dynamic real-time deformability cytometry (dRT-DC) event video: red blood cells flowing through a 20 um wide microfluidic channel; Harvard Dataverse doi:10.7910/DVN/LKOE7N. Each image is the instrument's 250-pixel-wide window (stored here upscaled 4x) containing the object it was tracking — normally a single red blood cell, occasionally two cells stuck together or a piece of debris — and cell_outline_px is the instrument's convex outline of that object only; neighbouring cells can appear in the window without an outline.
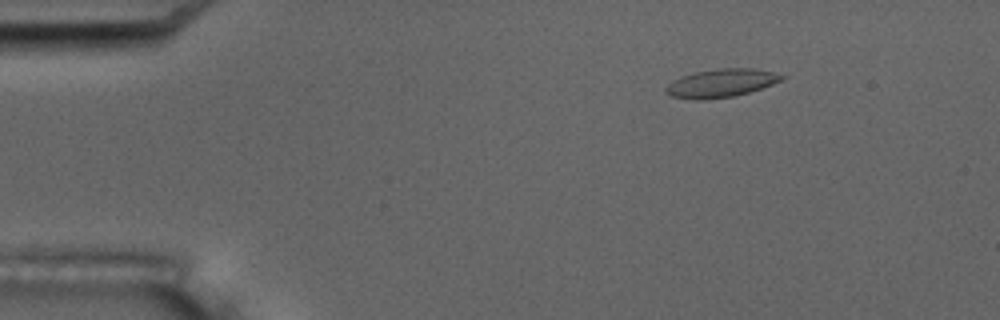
{"species": "common noctule bat (a hibernating species)", "species_latin": "Nyctalus noctula", "temperature_condition": "room temperature", "stored_images_in_passage": 17, "camera_frame_rate_fps": 3000, "um_per_image_px": 0.085, "animal": {"sex": "male", "body_mass_g": 17.5, "forearm_length_mm": 52.3}, "frame": {"image": 1, "passage_image": 3, "time_ms": 2.333, "image_size_px": [1000, 320], "cell_outline_px": [[788, 76], [772, 84], [748, 92], [732, 96], [696, 100], [672, 96], [664, 92], [664, 88], [672, 80], [680, 76], [696, 72], [720, 68], [752, 68], [772, 72]], "centroid_in_image_um": [61.25, 7.05], "position_along_channel_um": 23.8, "area_um2": 18.84}, "authors_computed_cell_mechanics": {"area_um2": 18.785, "velocity_mm_per_s": 3.4987, "shape_relaxation_time_tau1_ms": null, "shape_relaxation_time_tau2_ms": 1.1832, "deformation_change_tau1": null, "deformation_change_tau2": 0.0668}}